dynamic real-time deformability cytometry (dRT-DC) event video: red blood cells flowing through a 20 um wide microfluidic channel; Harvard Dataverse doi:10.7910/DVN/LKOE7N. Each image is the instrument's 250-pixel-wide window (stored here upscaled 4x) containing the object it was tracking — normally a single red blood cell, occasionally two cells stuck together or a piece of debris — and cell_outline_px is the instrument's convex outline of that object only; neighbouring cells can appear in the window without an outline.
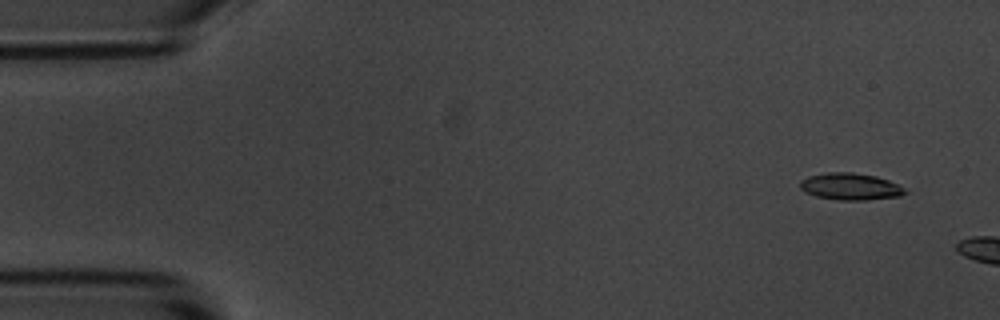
{"species": "common noctule bat (a hibernating species)", "species_latin": "Nyctalus noctula", "temperature_condition": "room temperature", "stored_images_in_passage": 3, "camera_frame_rate_fps": 3000, "um_per_image_px": 0.085, "animal": {"sex": "male", "body_mass_g": 20.1, "forearm_length_mm": 53.5}, "frame": {"image": 1, "passage_image": 1, "time_ms": 0.0, "image_size_px": [1000, 320], "cell_outline_px": [[908, 192], [900, 196], [868, 200], [836, 200], [816, 196], [804, 192], [800, 188], [800, 180], [808, 176], [828, 172], [852, 172], [876, 176], [888, 180], [904, 188]], "centroid_in_image_um": [72.26, 15.86], "position_along_channel_um": 12.7, "area_um2": 16.53}}